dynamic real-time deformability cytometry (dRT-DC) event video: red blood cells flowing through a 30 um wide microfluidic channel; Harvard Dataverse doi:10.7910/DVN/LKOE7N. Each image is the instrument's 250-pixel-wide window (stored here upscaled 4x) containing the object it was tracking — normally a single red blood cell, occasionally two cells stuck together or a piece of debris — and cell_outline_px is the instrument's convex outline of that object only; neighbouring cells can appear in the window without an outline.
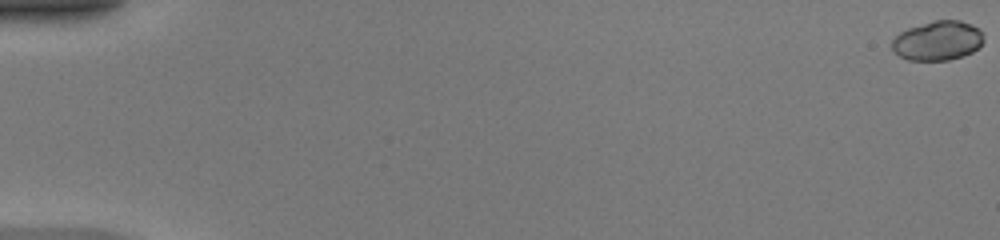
{"species": "common noctule bat (a hibernating species)", "species_latin": "Nyctalus noctula", "temperature_condition": "warm", "stored_images_in_passage": 16, "camera_frame_rate_fps": 3000, "um_per_image_px": 0.085, "animal": {"sex": "female", "body_mass_g": 20.0, "forearm_length_mm": 54.0}, "frame": {"image": 1, "passage_image": 1, "time_ms": 0.0, "image_size_px": [1000, 240], "cell_outline_px": [[984, 40], [980, 48], [964, 56], [948, 60], [908, 60], [892, 52], [892, 40], [900, 32], [908, 28], [932, 20], [960, 20], [972, 24], [980, 28], [984, 36]], "centroid_in_image_um": [79.74, 3.45], "position_along_channel_um": 5.3, "area_um2": 21.44}}
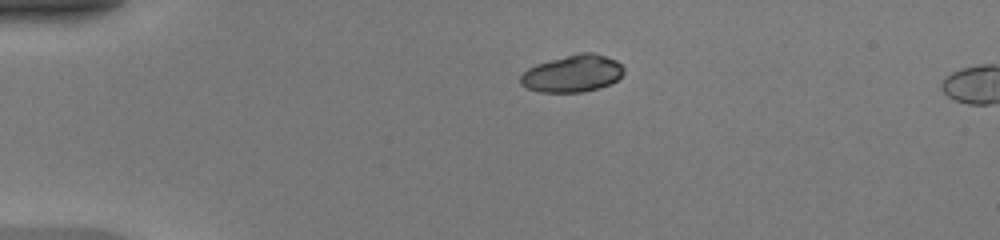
{"frame": {"image": 2, "passage_image": 13, "time_ms": 4.0, "image_size_px": [1000, 240], "cell_outline_px": [[624, 72], [616, 80], [600, 88], [580, 92], [540, 92], [528, 88], [520, 84], [520, 76], [528, 68], [536, 64], [580, 52], [592, 52], [616, 60], [624, 68]], "centroid_in_image_um": [48.65, 6.25], "position_along_channel_um": 36.3, "area_um2": 22.14}}